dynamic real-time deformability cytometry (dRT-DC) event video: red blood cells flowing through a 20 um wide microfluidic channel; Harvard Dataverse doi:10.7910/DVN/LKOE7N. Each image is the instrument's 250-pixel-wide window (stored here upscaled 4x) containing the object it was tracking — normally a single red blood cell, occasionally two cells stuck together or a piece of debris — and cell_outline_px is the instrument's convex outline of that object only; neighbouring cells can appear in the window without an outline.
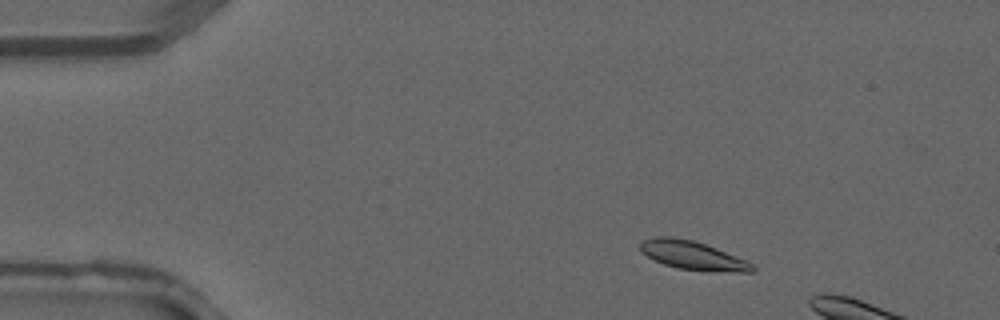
{"species": "common noctule bat (a hibernating species)", "species_latin": "Nyctalus noctula", "temperature_condition": "warm", "stored_images_in_passage": 3, "camera_frame_rate_fps": 3000, "um_per_image_px": 0.085, "animal": {"sex": "male", "forearm_length_mm": 52.5}, "frame": {"image": 1, "passage_image": 1, "time_ms": 0.0, "image_size_px": [1000, 320], "cell_outline_px": [[756, 272], [740, 272], [676, 268], [664, 264], [640, 252], [640, 244], [644, 240], [656, 236], [672, 236], [692, 240], [716, 248], [748, 260], [756, 268]], "centroid_in_image_um": [58.9, 21.69], "position_along_channel_um": 26.1, "area_um2": 18.5}}